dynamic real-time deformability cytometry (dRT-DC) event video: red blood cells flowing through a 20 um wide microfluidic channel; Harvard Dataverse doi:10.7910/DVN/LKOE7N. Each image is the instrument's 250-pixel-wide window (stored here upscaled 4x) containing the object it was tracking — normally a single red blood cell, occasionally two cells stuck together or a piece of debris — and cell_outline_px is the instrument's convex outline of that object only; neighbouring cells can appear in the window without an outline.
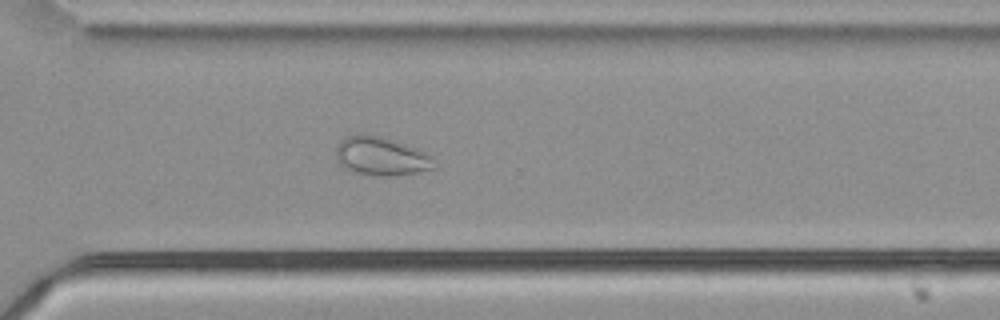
{"species": "common noctule bat (a hibernating species)", "species_latin": "Nyctalus noctula", "temperature_condition": "cold", "stored_images_in_passage": 40, "camera_frame_rate_fps": 3000, "um_per_image_px": 0.085, "animal": {"sex": "male", "body_mass_g": 21.5, "forearm_length_mm": 52.0}, "frame": {"image": 1, "passage_image": 34, "time_ms": 11.0, "image_size_px": [1000, 320], "cell_outline_px": [[436, 164], [432, 168], [416, 172], [388, 176], [372, 176], [356, 172], [344, 168], [336, 160], [336, 148], [340, 140], [348, 136], [360, 132], [380, 136], [416, 148], [424, 152]], "centroid_in_image_um": [32.31, 13.27], "position_along_channel_um": 338.3, "area_um2": 21.91}, "authors_computed_cell_mechanics": {"area_um2": 23.3512, "velocity_mm_per_s": 3.7359, "shape_relaxation_time_tau1_ms": null, "shape_relaxation_time_tau2_ms": 1.5293, "deformation_change_tau1": null, "deformation_change_tau2": 0.0598}}